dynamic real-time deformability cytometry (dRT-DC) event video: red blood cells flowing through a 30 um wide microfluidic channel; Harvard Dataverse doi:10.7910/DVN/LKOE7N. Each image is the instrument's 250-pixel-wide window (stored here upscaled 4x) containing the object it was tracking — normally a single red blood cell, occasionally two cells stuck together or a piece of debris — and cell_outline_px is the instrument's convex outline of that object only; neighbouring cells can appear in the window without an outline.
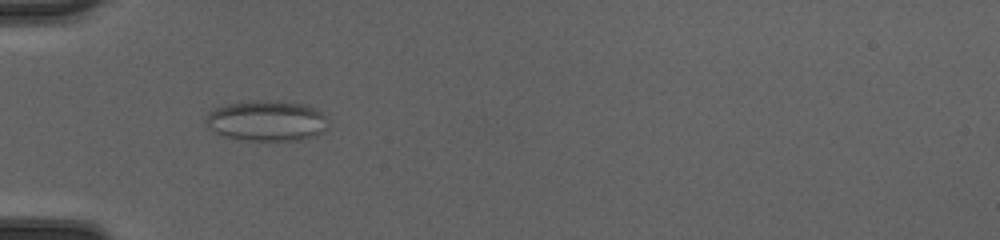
{"species": "common noctule bat (a hibernating species)", "species_latin": "Nyctalus noctula", "temperature_condition": "cold", "stored_images_in_passage": 50, "camera_frame_rate_fps": 3000, "um_per_image_px": 0.085, "animal": {"sex": "female", "body_mass_g": 20.0, "forearm_length_mm": 54.0}, "frame": {"image": 1, "passage_image": 18, "time_ms": 5.667, "image_size_px": [1000, 240], "cell_outline_px": [[320, 132], [300, 140], [252, 140], [232, 136], [216, 132], [208, 124], [208, 116], [216, 108], [228, 104], [252, 100], [260, 100], [300, 104], [316, 112], [320, 116]], "centroid_in_image_um": [22.55, 10.26], "position_along_channel_um": 62.4, "area_um2": 26.65}}
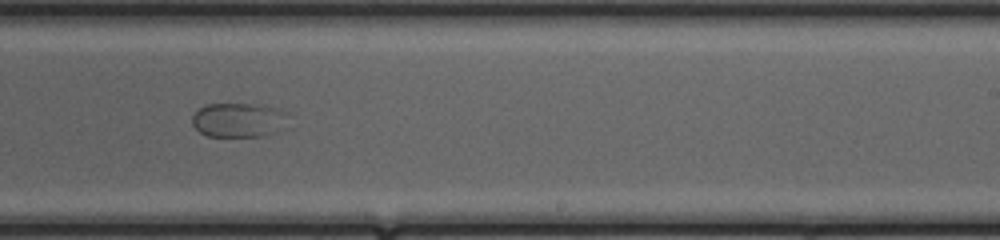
{"frame": {"image": 2, "passage_image": 33, "time_ms": 10.667, "image_size_px": [1000, 240], "cell_outline_px": [[272, 132], [264, 136], [208, 136], [200, 132], [192, 124], [192, 116], [204, 104], [248, 104], [272, 108]], "centroid_in_image_um": [19.84, 10.21], "position_along_channel_um": 269.2, "area_um2": 16.94}}
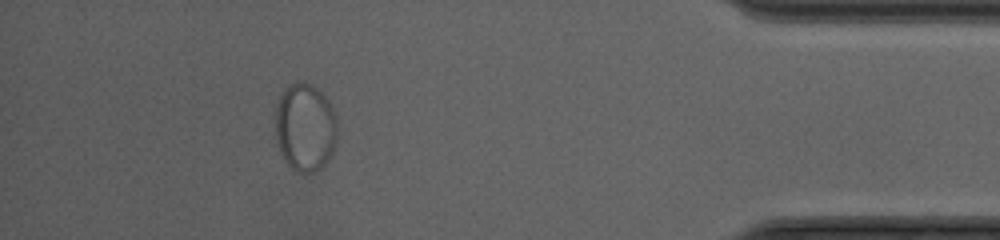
{"frame": {"image": 3, "passage_image": 46, "time_ms": 15.0, "image_size_px": [1000, 240], "cell_outline_px": [[336, 140], [332, 152], [324, 164], [320, 168], [312, 172], [296, 172], [284, 160], [280, 152], [276, 140], [276, 108], [280, 96], [284, 88], [292, 84], [308, 84], [316, 88], [324, 96], [336, 116]], "centroid_in_image_um": [25.92, 10.86], "position_along_channel_um": 409.3, "area_um2": 31.21}}